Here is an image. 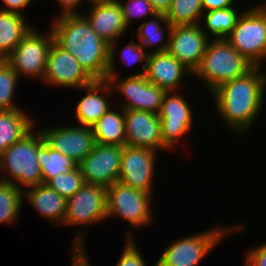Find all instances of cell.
Masks as SVG:
<instances>
[{
  "mask_svg": "<svg viewBox=\"0 0 266 266\" xmlns=\"http://www.w3.org/2000/svg\"><path fill=\"white\" fill-rule=\"evenodd\" d=\"M127 233L125 249L121 253V257L119 258V261H117L116 266H146L142 254L139 252L140 250L133 242L135 240L132 237V232L129 230Z\"/></svg>",
  "mask_w": 266,
  "mask_h": 266,
  "instance_id": "33",
  "label": "cell"
},
{
  "mask_svg": "<svg viewBox=\"0 0 266 266\" xmlns=\"http://www.w3.org/2000/svg\"><path fill=\"white\" fill-rule=\"evenodd\" d=\"M202 0H173L166 12V20L171 26L196 25L204 16Z\"/></svg>",
  "mask_w": 266,
  "mask_h": 266,
  "instance_id": "27",
  "label": "cell"
},
{
  "mask_svg": "<svg viewBox=\"0 0 266 266\" xmlns=\"http://www.w3.org/2000/svg\"><path fill=\"white\" fill-rule=\"evenodd\" d=\"M186 72L192 74L189 69L166 51L148 54L144 75L150 83L166 92H176Z\"/></svg>",
  "mask_w": 266,
  "mask_h": 266,
  "instance_id": "19",
  "label": "cell"
},
{
  "mask_svg": "<svg viewBox=\"0 0 266 266\" xmlns=\"http://www.w3.org/2000/svg\"><path fill=\"white\" fill-rule=\"evenodd\" d=\"M153 17V18H152ZM165 14L156 13L154 16H151V19L145 20L138 26L137 36L140 38L141 46L151 47L150 53L166 52L169 46V39H166L165 42H162L164 39V32L161 28V23H167ZM161 43V45H160ZM159 44V47L155 45ZM152 47H155L152 48Z\"/></svg>",
  "mask_w": 266,
  "mask_h": 266,
  "instance_id": "28",
  "label": "cell"
},
{
  "mask_svg": "<svg viewBox=\"0 0 266 266\" xmlns=\"http://www.w3.org/2000/svg\"><path fill=\"white\" fill-rule=\"evenodd\" d=\"M234 0H202L203 11H211L217 9H225L228 7H233Z\"/></svg>",
  "mask_w": 266,
  "mask_h": 266,
  "instance_id": "37",
  "label": "cell"
},
{
  "mask_svg": "<svg viewBox=\"0 0 266 266\" xmlns=\"http://www.w3.org/2000/svg\"><path fill=\"white\" fill-rule=\"evenodd\" d=\"M83 89L87 94L77 103L75 118L80 126L92 127L110 109L107 94L114 90L107 80H94ZM100 91L107 93L100 95Z\"/></svg>",
  "mask_w": 266,
  "mask_h": 266,
  "instance_id": "20",
  "label": "cell"
},
{
  "mask_svg": "<svg viewBox=\"0 0 266 266\" xmlns=\"http://www.w3.org/2000/svg\"><path fill=\"white\" fill-rule=\"evenodd\" d=\"M35 133L31 130L0 155V171L6 170V174L10 175H3L4 178L1 177L0 181L14 184L18 188L23 187L22 185L31 187L43 183L41 167L36 156L45 139L41 130L36 135Z\"/></svg>",
  "mask_w": 266,
  "mask_h": 266,
  "instance_id": "4",
  "label": "cell"
},
{
  "mask_svg": "<svg viewBox=\"0 0 266 266\" xmlns=\"http://www.w3.org/2000/svg\"><path fill=\"white\" fill-rule=\"evenodd\" d=\"M148 54L149 52L146 53V50H144L140 43L133 41L126 45V47L123 48V50L120 52V56L123 62H125V64L129 66L137 62H142L141 64L143 65V70L132 75H143L145 73Z\"/></svg>",
  "mask_w": 266,
  "mask_h": 266,
  "instance_id": "34",
  "label": "cell"
},
{
  "mask_svg": "<svg viewBox=\"0 0 266 266\" xmlns=\"http://www.w3.org/2000/svg\"><path fill=\"white\" fill-rule=\"evenodd\" d=\"M84 184L85 181L79 167L69 173L58 174L46 183V185L66 199L70 198Z\"/></svg>",
  "mask_w": 266,
  "mask_h": 266,
  "instance_id": "31",
  "label": "cell"
},
{
  "mask_svg": "<svg viewBox=\"0 0 266 266\" xmlns=\"http://www.w3.org/2000/svg\"><path fill=\"white\" fill-rule=\"evenodd\" d=\"M118 72L113 73L107 81L112 89L116 88L126 99L122 108L124 110H142L158 114L161 108L165 90L150 83L145 75H131L121 81Z\"/></svg>",
  "mask_w": 266,
  "mask_h": 266,
  "instance_id": "12",
  "label": "cell"
},
{
  "mask_svg": "<svg viewBox=\"0 0 266 266\" xmlns=\"http://www.w3.org/2000/svg\"><path fill=\"white\" fill-rule=\"evenodd\" d=\"M45 142L78 164L92 151L96 142L91 127L63 126L41 129Z\"/></svg>",
  "mask_w": 266,
  "mask_h": 266,
  "instance_id": "17",
  "label": "cell"
},
{
  "mask_svg": "<svg viewBox=\"0 0 266 266\" xmlns=\"http://www.w3.org/2000/svg\"><path fill=\"white\" fill-rule=\"evenodd\" d=\"M91 3L93 6L88 15L83 13L81 15L88 21L91 29L109 44L108 79L117 71L115 69L116 64H114L116 63L115 46L119 37L127 31L128 26L125 23L121 6L117 0Z\"/></svg>",
  "mask_w": 266,
  "mask_h": 266,
  "instance_id": "9",
  "label": "cell"
},
{
  "mask_svg": "<svg viewBox=\"0 0 266 266\" xmlns=\"http://www.w3.org/2000/svg\"><path fill=\"white\" fill-rule=\"evenodd\" d=\"M168 31L169 46L172 54L192 73L199 68L209 43V36L203 31L202 24L171 26L165 23Z\"/></svg>",
  "mask_w": 266,
  "mask_h": 266,
  "instance_id": "10",
  "label": "cell"
},
{
  "mask_svg": "<svg viewBox=\"0 0 266 266\" xmlns=\"http://www.w3.org/2000/svg\"><path fill=\"white\" fill-rule=\"evenodd\" d=\"M156 154L150 148L123 146L118 182L152 194Z\"/></svg>",
  "mask_w": 266,
  "mask_h": 266,
  "instance_id": "16",
  "label": "cell"
},
{
  "mask_svg": "<svg viewBox=\"0 0 266 266\" xmlns=\"http://www.w3.org/2000/svg\"><path fill=\"white\" fill-rule=\"evenodd\" d=\"M54 41L71 53L93 80H107L109 44L81 14L60 15L51 27Z\"/></svg>",
  "mask_w": 266,
  "mask_h": 266,
  "instance_id": "2",
  "label": "cell"
},
{
  "mask_svg": "<svg viewBox=\"0 0 266 266\" xmlns=\"http://www.w3.org/2000/svg\"><path fill=\"white\" fill-rule=\"evenodd\" d=\"M43 81L53 86L83 89L94 80L80 66L77 58L53 41L47 56Z\"/></svg>",
  "mask_w": 266,
  "mask_h": 266,
  "instance_id": "15",
  "label": "cell"
},
{
  "mask_svg": "<svg viewBox=\"0 0 266 266\" xmlns=\"http://www.w3.org/2000/svg\"><path fill=\"white\" fill-rule=\"evenodd\" d=\"M192 113L189 103L179 92L175 94V91H171L164 94L158 113L164 149L171 151L181 136H185L190 128L192 129Z\"/></svg>",
  "mask_w": 266,
  "mask_h": 266,
  "instance_id": "14",
  "label": "cell"
},
{
  "mask_svg": "<svg viewBox=\"0 0 266 266\" xmlns=\"http://www.w3.org/2000/svg\"><path fill=\"white\" fill-rule=\"evenodd\" d=\"M261 72L255 66L212 92L218 114L237 134L247 132L264 105L266 74Z\"/></svg>",
  "mask_w": 266,
  "mask_h": 266,
  "instance_id": "1",
  "label": "cell"
},
{
  "mask_svg": "<svg viewBox=\"0 0 266 266\" xmlns=\"http://www.w3.org/2000/svg\"><path fill=\"white\" fill-rule=\"evenodd\" d=\"M84 0H57L59 5L62 7V12L60 15H73V14H81L76 11L77 6L81 4Z\"/></svg>",
  "mask_w": 266,
  "mask_h": 266,
  "instance_id": "39",
  "label": "cell"
},
{
  "mask_svg": "<svg viewBox=\"0 0 266 266\" xmlns=\"http://www.w3.org/2000/svg\"><path fill=\"white\" fill-rule=\"evenodd\" d=\"M48 35H42L35 28L31 29L4 59L18 74L28 77H41L43 80L47 56L54 41L52 29Z\"/></svg>",
  "mask_w": 266,
  "mask_h": 266,
  "instance_id": "7",
  "label": "cell"
},
{
  "mask_svg": "<svg viewBox=\"0 0 266 266\" xmlns=\"http://www.w3.org/2000/svg\"><path fill=\"white\" fill-rule=\"evenodd\" d=\"M107 188L85 183L67 199L63 225L92 224L107 218Z\"/></svg>",
  "mask_w": 266,
  "mask_h": 266,
  "instance_id": "11",
  "label": "cell"
},
{
  "mask_svg": "<svg viewBox=\"0 0 266 266\" xmlns=\"http://www.w3.org/2000/svg\"><path fill=\"white\" fill-rule=\"evenodd\" d=\"M23 15L0 10V59H5L32 29Z\"/></svg>",
  "mask_w": 266,
  "mask_h": 266,
  "instance_id": "23",
  "label": "cell"
},
{
  "mask_svg": "<svg viewBox=\"0 0 266 266\" xmlns=\"http://www.w3.org/2000/svg\"><path fill=\"white\" fill-rule=\"evenodd\" d=\"M117 1L121 6L124 20L128 28L131 25L132 19H136V17H145V20L148 14L149 16H154L157 13L149 0H128L126 3L120 0Z\"/></svg>",
  "mask_w": 266,
  "mask_h": 266,
  "instance_id": "32",
  "label": "cell"
},
{
  "mask_svg": "<svg viewBox=\"0 0 266 266\" xmlns=\"http://www.w3.org/2000/svg\"><path fill=\"white\" fill-rule=\"evenodd\" d=\"M23 188L0 181V224H11L17 219L23 203Z\"/></svg>",
  "mask_w": 266,
  "mask_h": 266,
  "instance_id": "29",
  "label": "cell"
},
{
  "mask_svg": "<svg viewBox=\"0 0 266 266\" xmlns=\"http://www.w3.org/2000/svg\"><path fill=\"white\" fill-rule=\"evenodd\" d=\"M18 77L11 66L4 59H0V110L20 109L12 99Z\"/></svg>",
  "mask_w": 266,
  "mask_h": 266,
  "instance_id": "30",
  "label": "cell"
},
{
  "mask_svg": "<svg viewBox=\"0 0 266 266\" xmlns=\"http://www.w3.org/2000/svg\"><path fill=\"white\" fill-rule=\"evenodd\" d=\"M263 12H264V14L266 15V4H263V5H261L260 4V7H259Z\"/></svg>",
  "mask_w": 266,
  "mask_h": 266,
  "instance_id": "41",
  "label": "cell"
},
{
  "mask_svg": "<svg viewBox=\"0 0 266 266\" xmlns=\"http://www.w3.org/2000/svg\"><path fill=\"white\" fill-rule=\"evenodd\" d=\"M36 157L41 167L44 184L58 174H66L78 168V163L76 161L56 151L45 141L38 148Z\"/></svg>",
  "mask_w": 266,
  "mask_h": 266,
  "instance_id": "25",
  "label": "cell"
},
{
  "mask_svg": "<svg viewBox=\"0 0 266 266\" xmlns=\"http://www.w3.org/2000/svg\"><path fill=\"white\" fill-rule=\"evenodd\" d=\"M205 16H203V19H205L206 24V30L204 29V26L202 25L203 31L208 36L211 32V35H215V39H226L227 36L231 33L233 28L235 27L236 21L240 15L238 14V9L236 10L234 7H228L225 9H217V10H211L207 11L205 13Z\"/></svg>",
  "mask_w": 266,
  "mask_h": 266,
  "instance_id": "26",
  "label": "cell"
},
{
  "mask_svg": "<svg viewBox=\"0 0 266 266\" xmlns=\"http://www.w3.org/2000/svg\"><path fill=\"white\" fill-rule=\"evenodd\" d=\"M81 235H83L84 236V234H77V237L75 238V240H74V245L72 246L73 248V250H72V254H73V262H72V264H73V266H90L91 264L89 263V261H88V258L85 256L86 254V252H85V250L83 249L84 248V243H83V239H82V237L83 236H81Z\"/></svg>",
  "mask_w": 266,
  "mask_h": 266,
  "instance_id": "36",
  "label": "cell"
},
{
  "mask_svg": "<svg viewBox=\"0 0 266 266\" xmlns=\"http://www.w3.org/2000/svg\"><path fill=\"white\" fill-rule=\"evenodd\" d=\"M151 196L117 181L107 187V218L117 214L134 227L149 225L152 219Z\"/></svg>",
  "mask_w": 266,
  "mask_h": 266,
  "instance_id": "8",
  "label": "cell"
},
{
  "mask_svg": "<svg viewBox=\"0 0 266 266\" xmlns=\"http://www.w3.org/2000/svg\"><path fill=\"white\" fill-rule=\"evenodd\" d=\"M226 40L255 66H262L261 61L266 60V15L259 4L240 13Z\"/></svg>",
  "mask_w": 266,
  "mask_h": 266,
  "instance_id": "6",
  "label": "cell"
},
{
  "mask_svg": "<svg viewBox=\"0 0 266 266\" xmlns=\"http://www.w3.org/2000/svg\"><path fill=\"white\" fill-rule=\"evenodd\" d=\"M29 188V190L23 189V196L28 199L35 210L50 222L56 221L55 224L57 222L59 225L63 224L67 199L44 183Z\"/></svg>",
  "mask_w": 266,
  "mask_h": 266,
  "instance_id": "21",
  "label": "cell"
},
{
  "mask_svg": "<svg viewBox=\"0 0 266 266\" xmlns=\"http://www.w3.org/2000/svg\"><path fill=\"white\" fill-rule=\"evenodd\" d=\"M90 2H97V1H112V0H89Z\"/></svg>",
  "mask_w": 266,
  "mask_h": 266,
  "instance_id": "42",
  "label": "cell"
},
{
  "mask_svg": "<svg viewBox=\"0 0 266 266\" xmlns=\"http://www.w3.org/2000/svg\"><path fill=\"white\" fill-rule=\"evenodd\" d=\"M254 67L226 39H210L201 64L193 76L203 80L213 92L219 86L245 75Z\"/></svg>",
  "mask_w": 266,
  "mask_h": 266,
  "instance_id": "3",
  "label": "cell"
},
{
  "mask_svg": "<svg viewBox=\"0 0 266 266\" xmlns=\"http://www.w3.org/2000/svg\"><path fill=\"white\" fill-rule=\"evenodd\" d=\"M245 266H266V242L256 248L249 249Z\"/></svg>",
  "mask_w": 266,
  "mask_h": 266,
  "instance_id": "35",
  "label": "cell"
},
{
  "mask_svg": "<svg viewBox=\"0 0 266 266\" xmlns=\"http://www.w3.org/2000/svg\"><path fill=\"white\" fill-rule=\"evenodd\" d=\"M31 118L23 109L0 110V155L33 129Z\"/></svg>",
  "mask_w": 266,
  "mask_h": 266,
  "instance_id": "22",
  "label": "cell"
},
{
  "mask_svg": "<svg viewBox=\"0 0 266 266\" xmlns=\"http://www.w3.org/2000/svg\"><path fill=\"white\" fill-rule=\"evenodd\" d=\"M242 228L240 224L226 228L215 226L209 231L177 239L164 250L154 266H196L225 234Z\"/></svg>",
  "mask_w": 266,
  "mask_h": 266,
  "instance_id": "5",
  "label": "cell"
},
{
  "mask_svg": "<svg viewBox=\"0 0 266 266\" xmlns=\"http://www.w3.org/2000/svg\"><path fill=\"white\" fill-rule=\"evenodd\" d=\"M32 0H3L5 6L0 10L22 14L21 9L30 4ZM34 1V0H33Z\"/></svg>",
  "mask_w": 266,
  "mask_h": 266,
  "instance_id": "38",
  "label": "cell"
},
{
  "mask_svg": "<svg viewBox=\"0 0 266 266\" xmlns=\"http://www.w3.org/2000/svg\"><path fill=\"white\" fill-rule=\"evenodd\" d=\"M110 108L91 128L95 142L100 145L125 146V116Z\"/></svg>",
  "mask_w": 266,
  "mask_h": 266,
  "instance_id": "24",
  "label": "cell"
},
{
  "mask_svg": "<svg viewBox=\"0 0 266 266\" xmlns=\"http://www.w3.org/2000/svg\"><path fill=\"white\" fill-rule=\"evenodd\" d=\"M125 146L164 149L158 114L142 110H124Z\"/></svg>",
  "mask_w": 266,
  "mask_h": 266,
  "instance_id": "18",
  "label": "cell"
},
{
  "mask_svg": "<svg viewBox=\"0 0 266 266\" xmlns=\"http://www.w3.org/2000/svg\"><path fill=\"white\" fill-rule=\"evenodd\" d=\"M123 146L95 144L78 164L85 183L109 187L118 181Z\"/></svg>",
  "mask_w": 266,
  "mask_h": 266,
  "instance_id": "13",
  "label": "cell"
},
{
  "mask_svg": "<svg viewBox=\"0 0 266 266\" xmlns=\"http://www.w3.org/2000/svg\"><path fill=\"white\" fill-rule=\"evenodd\" d=\"M157 13L166 14L173 0H149Z\"/></svg>",
  "mask_w": 266,
  "mask_h": 266,
  "instance_id": "40",
  "label": "cell"
}]
</instances>
